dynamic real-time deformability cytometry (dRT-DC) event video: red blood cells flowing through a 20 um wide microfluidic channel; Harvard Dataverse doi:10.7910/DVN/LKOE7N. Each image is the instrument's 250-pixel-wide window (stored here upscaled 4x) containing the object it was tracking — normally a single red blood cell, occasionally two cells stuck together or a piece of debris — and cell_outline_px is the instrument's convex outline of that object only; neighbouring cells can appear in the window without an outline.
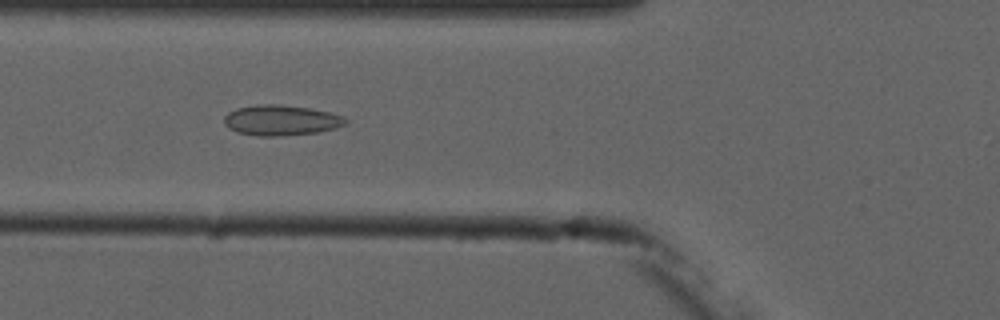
{"species": "common noctule bat (a hibernating species)", "species_latin": "Nyctalus noctula", "temperature_condition": "cold", "stored_images_in_passage": 8, "camera_frame_rate_fps": 3000, "um_per_image_px": 0.085, "animal": {"sex": "male", "forearm_length_mm": 52.5}, "frame": {"image": 1, "passage_image": 6, "time_ms": 5.667, "image_size_px": [1000, 320], "cell_outline_px": [[348, 124], [336, 128], [316, 132], [280, 136], [256, 136], [236, 132], [228, 128], [224, 124], [224, 116], [228, 112], [236, 108], [256, 104], [276, 104], [308, 108], [328, 112], [344, 116], [348, 120]], "centroid_in_image_um": [23.87, 10.22], "position_along_channel_um": 101.9, "area_um2": 21.68}}
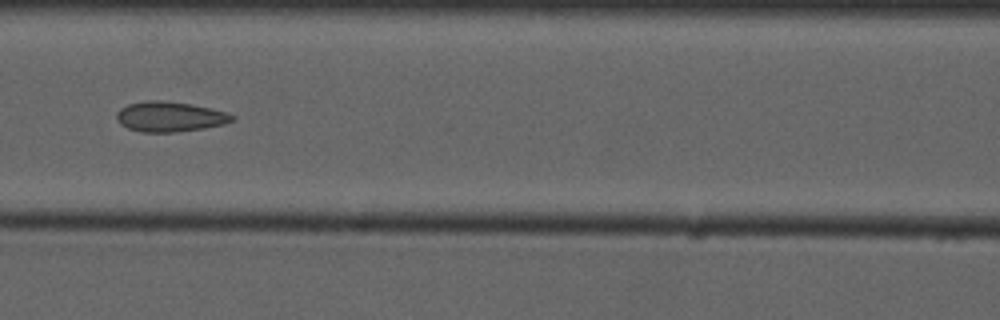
{"frame": {"image": 2, "passage_image": 7, "time_ms": 7.0, "image_size_px": [1000, 320], "cell_outline_px": [[236, 120], [224, 124], [204, 128], [176, 132], [140, 132], [128, 128], [120, 124], [116, 120], [116, 112], [120, 108], [128, 104], [144, 100], [160, 100], [192, 104], [228, 112], [236, 116]], "centroid_in_image_um": [14.44, 9.91], "position_along_channel_um": 152.2, "area_um2": 20.58}}
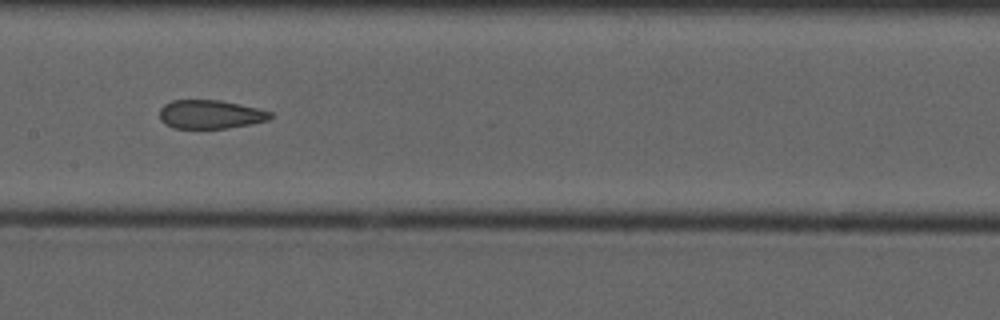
{"frame": {"image": 3, "passage_image": 8, "time_ms": 8.0, "image_size_px": [1000, 320], "cell_outline_px": [[276, 116], [268, 120], [228, 128], [172, 128], [164, 124], [160, 120], [160, 108], [164, 104], [172, 100], [220, 100], [240, 104], [272, 112]], "centroid_in_image_um": [17.87, 9.72], "position_along_channel_um": 189.5, "area_um2": 18.61}}